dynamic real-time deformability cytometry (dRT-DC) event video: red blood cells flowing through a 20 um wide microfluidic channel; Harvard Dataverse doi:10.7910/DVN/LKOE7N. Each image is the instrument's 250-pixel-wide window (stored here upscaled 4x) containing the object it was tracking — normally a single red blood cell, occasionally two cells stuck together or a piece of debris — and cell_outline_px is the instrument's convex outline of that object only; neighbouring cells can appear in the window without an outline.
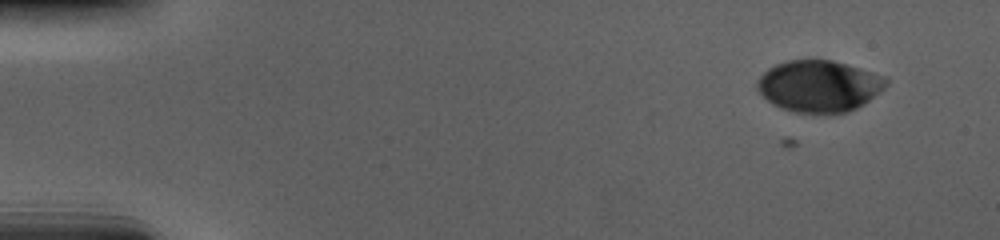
{"species": "human", "species_latin": "Homo sapiens", "temperature_condition": "cold", "stored_images_in_passage": 53, "camera_frame_rate_fps": 3000, "um_per_image_px": 0.085, "donor": {"sex": "male"}, "frame": {"image": 1, "passage_image": 1, "time_ms": 0.0, "image_size_px": [1000, 240], "cell_outline_px": [[888, 84], [880, 92], [864, 104], [848, 112], [828, 116], [796, 112], [772, 104], [756, 88], [756, 80], [768, 68], [776, 64], [788, 60], [832, 60], [888, 76]], "centroid_in_image_um": [69.65, 7.34], "position_along_channel_um": 15.3, "area_um2": 39.36}}
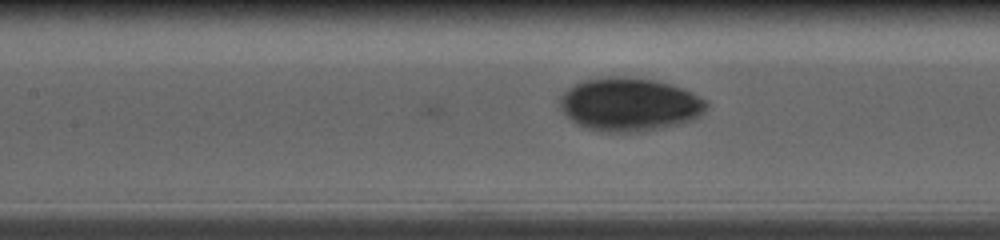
{"frame": {"image": 2, "passage_image": 23, "time_ms": 7.333, "image_size_px": [1000, 240], "cell_outline_px": [[708, 104], [704, 112], [700, 116], [692, 120], [680, 124], [660, 128], [636, 132], [600, 132], [584, 128], [576, 124], [560, 108], [560, 96], [568, 88], [584, 80], [608, 76], [620, 76], [652, 80], [672, 84], [692, 92], [708, 100]], "centroid_in_image_um": [53.52, 8.88], "position_along_channel_um": 153.9, "area_um2": 45.78}}
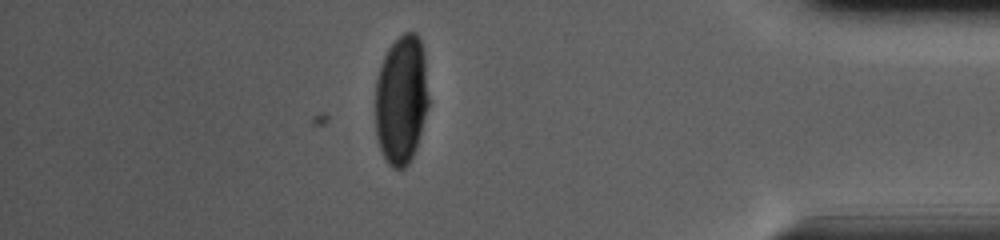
{"frame": {"image": 3, "passage_image": 46, "time_ms": 15.0, "image_size_px": [1000, 240], "cell_outline_px": [[428, 108], [416, 148], [408, 164], [404, 168], [392, 168], [388, 164], [380, 148], [376, 136], [376, 80], [380, 64], [388, 48], [404, 32], [416, 32], [420, 40], [424, 52], [428, 96]], "centroid_in_image_um": [34.11, 8.46], "position_along_channel_um": 401.1, "area_um2": 40.17}, "authors_computed_cell_mechanics": {"area_um2": 43.0032, "velocity_mm_per_s": 3.677, "shape_relaxation_time_tau1_ms": 4.6831, "shape_relaxation_time_tau2_ms": 0.8691, "deformation_change_tau1": 0.1605, "deformation_change_tau2": 0.0238}}